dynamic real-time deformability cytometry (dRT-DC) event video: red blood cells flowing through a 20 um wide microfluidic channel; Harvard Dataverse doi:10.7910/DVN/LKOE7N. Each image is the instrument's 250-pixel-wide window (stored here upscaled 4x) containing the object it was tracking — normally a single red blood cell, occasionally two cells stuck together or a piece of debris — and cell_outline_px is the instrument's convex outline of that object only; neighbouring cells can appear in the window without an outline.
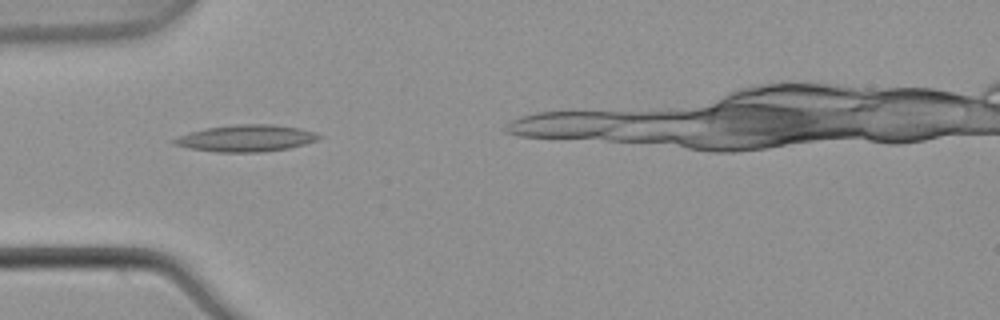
{"species": "common noctule bat (a hibernating species)", "species_latin": "Nyctalus noctula", "temperature_condition": "warm", "stored_images_in_passage": 4, "camera_frame_rate_fps": 3000, "um_per_image_px": 0.085, "animal": {"sex": "male", "body_mass_g": 21.5, "forearm_length_mm": 52.0}, "frame": {"image": 1, "passage_image": 2, "time_ms": 0.333, "image_size_px": [1000, 320], "cell_outline_px": [[324, 136], [316, 140], [304, 144], [288, 148], [260, 152], [216, 152], [188, 148], [172, 144], [172, 140], [188, 132], [208, 128], [236, 124], [272, 124], [300, 128]], "centroid_in_image_um": [20.9, 11.75], "position_along_channel_um": 64.1, "area_um2": 22.43}}
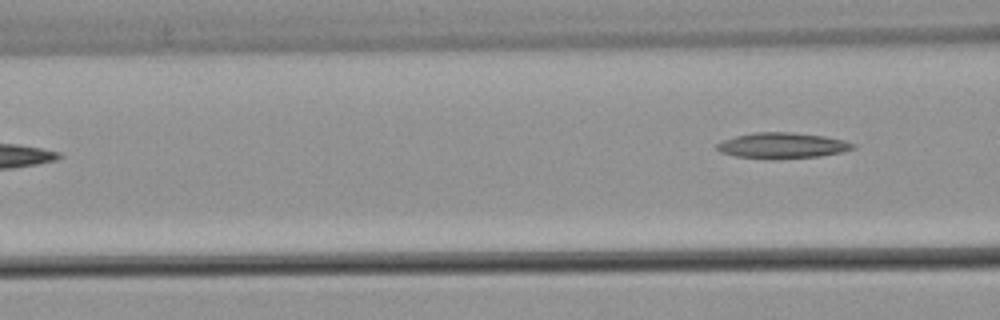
{"frame": {"image": 2, "passage_image": 4, "time_ms": 1.0, "image_size_px": [1000, 320], "cell_outline_px": [[856, 148], [844, 152], [820, 156], [772, 160], [736, 156], [720, 152], [716, 148], [716, 144], [724, 140], [736, 136], [756, 132], [792, 132], [824, 136], [844, 140], [856, 144]], "centroid_in_image_um": [66.53, 12.38], "position_along_channel_um": 100.1, "area_um2": 20.63}}